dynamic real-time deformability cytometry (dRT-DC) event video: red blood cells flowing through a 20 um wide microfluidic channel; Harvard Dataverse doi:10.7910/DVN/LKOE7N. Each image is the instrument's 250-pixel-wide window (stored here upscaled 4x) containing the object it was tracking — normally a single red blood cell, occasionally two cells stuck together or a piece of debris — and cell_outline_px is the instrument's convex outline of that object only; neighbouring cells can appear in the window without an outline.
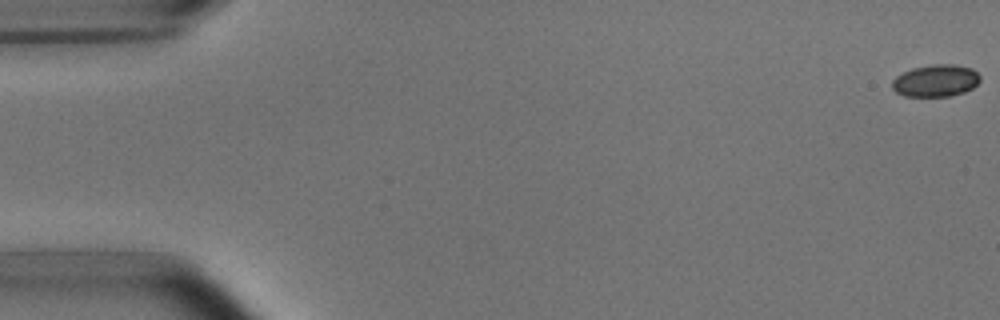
{"species": "common noctule bat (a hibernating species)", "species_latin": "Nyctalus noctula", "temperature_condition": "room temperature", "stored_images_in_passage": 5, "camera_frame_rate_fps": 3000, "um_per_image_px": 0.085, "animal": {"sex": "male", "body_mass_g": 15.6}, "frame": {"image": 1, "passage_image": 1, "time_ms": 0.0, "image_size_px": [1000, 320], "cell_outline_px": [[980, 80], [972, 88], [964, 92], [952, 96], [904, 96], [896, 92], [892, 88], [892, 80], [896, 76], [912, 68], [932, 64], [956, 64], [972, 68], [980, 76]], "centroid_in_image_um": [79.54, 6.85], "position_along_channel_um": 5.5, "area_um2": 16.53}}
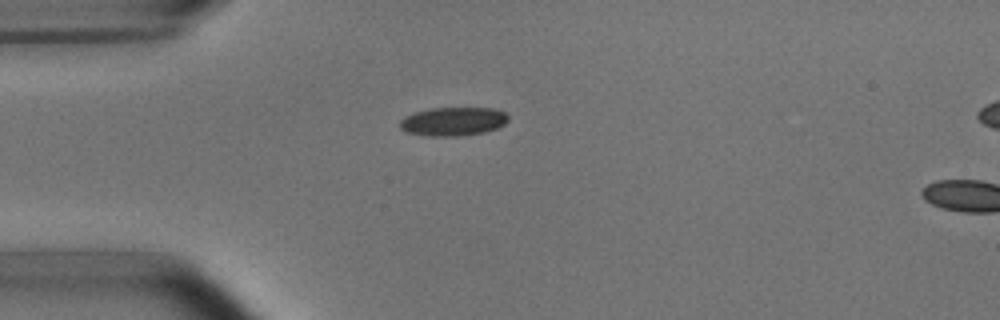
{"frame": {"image": 2, "passage_image": 4, "time_ms": 4.667, "image_size_px": [1000, 320], "cell_outline_px": [[508, 120], [504, 124], [496, 128], [484, 132], [460, 136], [428, 136], [404, 132], [400, 128], [400, 120], [404, 116], [416, 112], [432, 108], [492, 108], [504, 112], [508, 116]], "centroid_in_image_um": [38.49, 10.33], "position_along_channel_um": 46.5, "area_um2": 18.09}}